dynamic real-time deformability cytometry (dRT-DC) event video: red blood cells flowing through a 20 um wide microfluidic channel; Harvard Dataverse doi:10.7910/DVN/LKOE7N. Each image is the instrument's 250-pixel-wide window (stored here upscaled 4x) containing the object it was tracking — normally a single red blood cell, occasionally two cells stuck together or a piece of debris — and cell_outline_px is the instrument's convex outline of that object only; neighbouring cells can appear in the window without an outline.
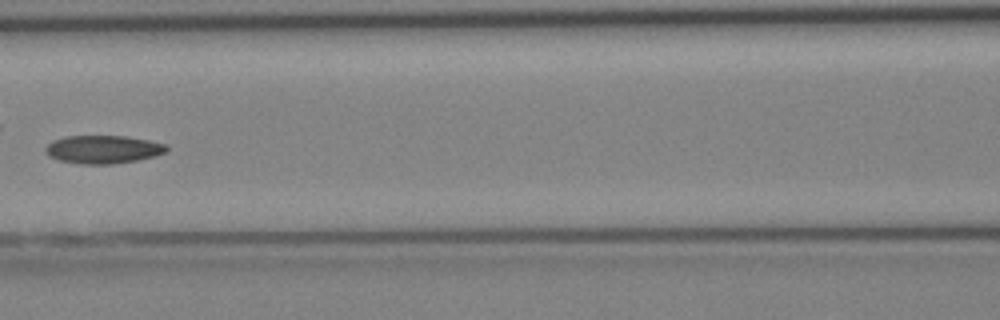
{"species": "Egyptian fruit bat (a non-hibernating species)", "species_latin": "Rousettus aegyptiacus", "temperature_condition": "cold", "stored_images_in_passage": 37, "camera_frame_rate_fps": 3000, "um_per_image_px": 0.085, "animal": {"sex": "female"}, "frame": {"image": 1, "passage_image": 16, "time_ms": 5.0, "image_size_px": [1000, 320], "cell_outline_px": [[168, 148], [164, 152], [156, 156], [136, 160], [112, 164], [80, 164], [60, 160], [48, 156], [44, 148], [52, 140], [68, 136], [128, 136], [168, 144]], "centroid_in_image_um": [8.77, 12.69], "position_along_channel_um": 157.8, "area_um2": 19.88}}
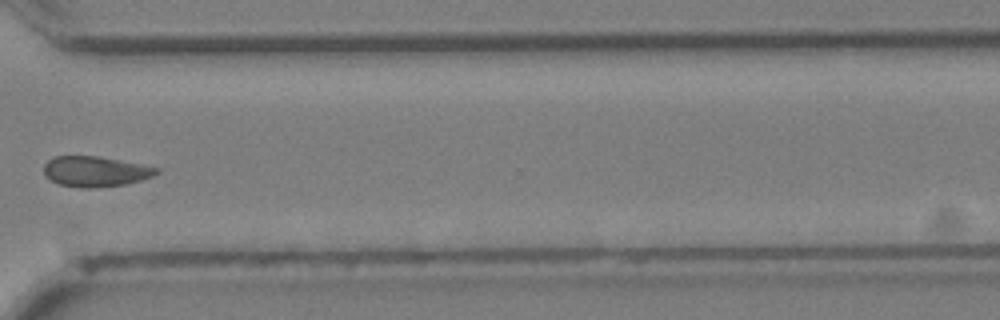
{"frame": {"image": 2, "passage_image": 27, "time_ms": 8.667, "image_size_px": [1000, 320], "cell_outline_px": [[160, 172], [152, 176], [140, 180], [124, 184], [92, 188], [84, 188], [60, 184], [48, 180], [44, 176], [44, 164], [48, 160], [56, 156], [96, 156], [140, 164], [160, 168]], "centroid_in_image_um": [8.07, 14.57], "position_along_channel_um": 362.5, "area_um2": 19.83}}